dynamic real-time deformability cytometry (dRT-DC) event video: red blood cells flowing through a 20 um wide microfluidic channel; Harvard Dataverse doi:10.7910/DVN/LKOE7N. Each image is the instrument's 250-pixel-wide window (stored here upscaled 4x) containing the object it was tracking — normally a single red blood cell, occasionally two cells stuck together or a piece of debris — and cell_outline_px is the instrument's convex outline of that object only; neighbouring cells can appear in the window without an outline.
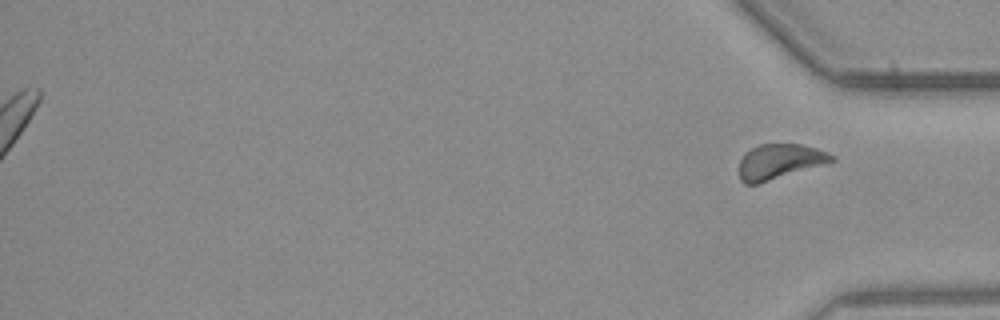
{"species": "common noctule bat (a hibernating species)", "species_latin": "Nyctalus noctula", "temperature_condition": "warm", "stored_images_in_passage": 42, "segment_of_instrument_passage": [2, 2], "camera_frame_rate_fps": 3000, "um_per_image_px": 0.085, "animal": {"sex": "male", "body_mass_g": 23.1, "forearm_length_mm": 52.7}, "frame": {"image": 1, "passage_image": 42, "time_ms": 13.667, "image_size_px": [1000, 320], "cell_outline_px": [[836, 160], [824, 164], [756, 184], [744, 184], [740, 180], [740, 160], [744, 152], [760, 144], [800, 144], [816, 148], [828, 152], [836, 156]], "centroid_in_image_um": [66.26, 13.72], "position_along_channel_um": 368.9, "area_um2": 18.73}}